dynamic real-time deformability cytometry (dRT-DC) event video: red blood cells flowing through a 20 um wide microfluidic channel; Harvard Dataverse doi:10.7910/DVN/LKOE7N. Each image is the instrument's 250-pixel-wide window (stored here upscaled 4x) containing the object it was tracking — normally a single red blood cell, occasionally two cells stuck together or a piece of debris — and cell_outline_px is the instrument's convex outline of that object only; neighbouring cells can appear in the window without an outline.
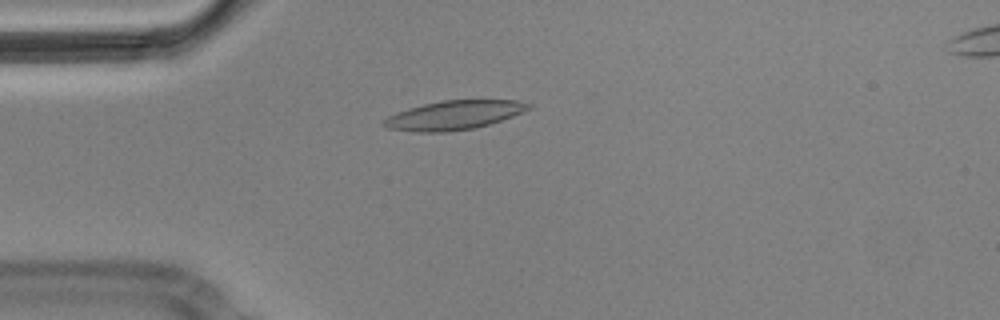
{"species": "Egyptian fruit bat (a non-hibernating species)", "species_latin": "Rousettus aegyptiacus", "temperature_condition": "cold", "stored_images_in_passage": 7, "camera_frame_rate_fps": 3000, "um_per_image_px": 0.085, "animal": {"sex": "male"}, "frame": {"image": 1, "passage_image": 1, "time_ms": 0.0, "image_size_px": [1000, 320], "cell_outline_px": [[532, 108], [512, 116], [488, 124], [472, 128], [444, 132], [416, 132], [388, 128], [380, 124], [388, 116], [396, 112], [408, 108], [440, 100], [516, 100], [532, 104]], "centroid_in_image_um": [38.56, 9.78], "position_along_channel_um": 46.4, "area_um2": 24.33}}
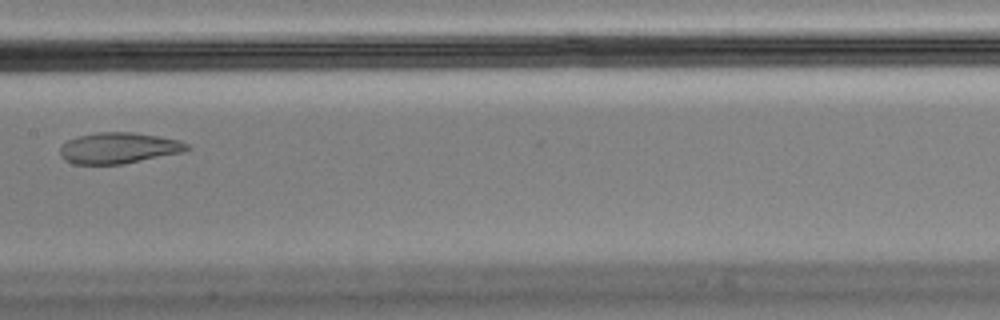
{"frame": {"image": 2, "passage_image": 5, "time_ms": 1.333, "image_size_px": [1000, 320], "cell_outline_px": [[192, 148], [184, 152], [124, 164], [72, 164], [64, 160], [60, 156], [60, 148], [68, 140], [76, 136], [96, 132], [132, 132], [160, 136], [180, 140], [188, 144]], "centroid_in_image_um": [10.11, 12.58], "position_along_channel_um": 197.3, "area_um2": 23.24}}